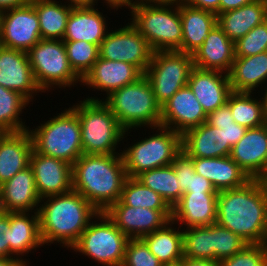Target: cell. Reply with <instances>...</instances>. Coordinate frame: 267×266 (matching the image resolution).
Instances as JSON below:
<instances>
[{
    "instance_id": "obj_2",
    "label": "cell",
    "mask_w": 267,
    "mask_h": 266,
    "mask_svg": "<svg viewBox=\"0 0 267 266\" xmlns=\"http://www.w3.org/2000/svg\"><path fill=\"white\" fill-rule=\"evenodd\" d=\"M98 214L99 211L74 190L42 198L38 215L43 244L59 243L71 249Z\"/></svg>"
},
{
    "instance_id": "obj_8",
    "label": "cell",
    "mask_w": 267,
    "mask_h": 266,
    "mask_svg": "<svg viewBox=\"0 0 267 266\" xmlns=\"http://www.w3.org/2000/svg\"><path fill=\"white\" fill-rule=\"evenodd\" d=\"M155 134L121 150L127 177L136 178L142 172L171 165L182 151V135L164 126L152 127Z\"/></svg>"
},
{
    "instance_id": "obj_39",
    "label": "cell",
    "mask_w": 267,
    "mask_h": 266,
    "mask_svg": "<svg viewBox=\"0 0 267 266\" xmlns=\"http://www.w3.org/2000/svg\"><path fill=\"white\" fill-rule=\"evenodd\" d=\"M69 64L82 80L99 57V47L86 41H64Z\"/></svg>"
},
{
    "instance_id": "obj_35",
    "label": "cell",
    "mask_w": 267,
    "mask_h": 266,
    "mask_svg": "<svg viewBox=\"0 0 267 266\" xmlns=\"http://www.w3.org/2000/svg\"><path fill=\"white\" fill-rule=\"evenodd\" d=\"M136 179L158 193L171 209L183 195L172 165L142 172Z\"/></svg>"
},
{
    "instance_id": "obj_27",
    "label": "cell",
    "mask_w": 267,
    "mask_h": 266,
    "mask_svg": "<svg viewBox=\"0 0 267 266\" xmlns=\"http://www.w3.org/2000/svg\"><path fill=\"white\" fill-rule=\"evenodd\" d=\"M182 150L191 158H216L229 156L231 147L222 129L205 122L182 135Z\"/></svg>"
},
{
    "instance_id": "obj_38",
    "label": "cell",
    "mask_w": 267,
    "mask_h": 266,
    "mask_svg": "<svg viewBox=\"0 0 267 266\" xmlns=\"http://www.w3.org/2000/svg\"><path fill=\"white\" fill-rule=\"evenodd\" d=\"M120 200L128 206L152 210H172L163 198L152 189L144 186L136 178L127 177Z\"/></svg>"
},
{
    "instance_id": "obj_28",
    "label": "cell",
    "mask_w": 267,
    "mask_h": 266,
    "mask_svg": "<svg viewBox=\"0 0 267 266\" xmlns=\"http://www.w3.org/2000/svg\"><path fill=\"white\" fill-rule=\"evenodd\" d=\"M192 160L195 172L208 179L218 192L242 187L251 180L230 156Z\"/></svg>"
},
{
    "instance_id": "obj_9",
    "label": "cell",
    "mask_w": 267,
    "mask_h": 266,
    "mask_svg": "<svg viewBox=\"0 0 267 266\" xmlns=\"http://www.w3.org/2000/svg\"><path fill=\"white\" fill-rule=\"evenodd\" d=\"M26 53L34 78L43 93L56 88L71 89L81 83L69 64L63 40L41 39Z\"/></svg>"
},
{
    "instance_id": "obj_53",
    "label": "cell",
    "mask_w": 267,
    "mask_h": 266,
    "mask_svg": "<svg viewBox=\"0 0 267 266\" xmlns=\"http://www.w3.org/2000/svg\"><path fill=\"white\" fill-rule=\"evenodd\" d=\"M137 1L147 5L179 6L182 3H185L186 0H137Z\"/></svg>"
},
{
    "instance_id": "obj_22",
    "label": "cell",
    "mask_w": 267,
    "mask_h": 266,
    "mask_svg": "<svg viewBox=\"0 0 267 266\" xmlns=\"http://www.w3.org/2000/svg\"><path fill=\"white\" fill-rule=\"evenodd\" d=\"M218 192H186L172 208V220L182 227L209 226L217 220Z\"/></svg>"
},
{
    "instance_id": "obj_46",
    "label": "cell",
    "mask_w": 267,
    "mask_h": 266,
    "mask_svg": "<svg viewBox=\"0 0 267 266\" xmlns=\"http://www.w3.org/2000/svg\"><path fill=\"white\" fill-rule=\"evenodd\" d=\"M187 192H218L213 187L212 183L200 174L195 172V169H190L189 186Z\"/></svg>"
},
{
    "instance_id": "obj_36",
    "label": "cell",
    "mask_w": 267,
    "mask_h": 266,
    "mask_svg": "<svg viewBox=\"0 0 267 266\" xmlns=\"http://www.w3.org/2000/svg\"><path fill=\"white\" fill-rule=\"evenodd\" d=\"M29 104L21 93L0 85V130L3 133L28 130L29 126L19 116Z\"/></svg>"
},
{
    "instance_id": "obj_12",
    "label": "cell",
    "mask_w": 267,
    "mask_h": 266,
    "mask_svg": "<svg viewBox=\"0 0 267 266\" xmlns=\"http://www.w3.org/2000/svg\"><path fill=\"white\" fill-rule=\"evenodd\" d=\"M153 50L141 33L128 22L125 26L107 32L99 46V57L122 61L138 67L143 73L148 68Z\"/></svg>"
},
{
    "instance_id": "obj_19",
    "label": "cell",
    "mask_w": 267,
    "mask_h": 266,
    "mask_svg": "<svg viewBox=\"0 0 267 266\" xmlns=\"http://www.w3.org/2000/svg\"><path fill=\"white\" fill-rule=\"evenodd\" d=\"M143 75L144 73L132 64L98 57L80 85H87L86 87L94 91L106 92L105 97H107L113 91L137 81Z\"/></svg>"
},
{
    "instance_id": "obj_18",
    "label": "cell",
    "mask_w": 267,
    "mask_h": 266,
    "mask_svg": "<svg viewBox=\"0 0 267 266\" xmlns=\"http://www.w3.org/2000/svg\"><path fill=\"white\" fill-rule=\"evenodd\" d=\"M9 224L10 229L4 233L7 234V257L15 258L25 266H29L27 259L22 257L44 245L40 235L38 211L33 214L32 212H9Z\"/></svg>"
},
{
    "instance_id": "obj_60",
    "label": "cell",
    "mask_w": 267,
    "mask_h": 266,
    "mask_svg": "<svg viewBox=\"0 0 267 266\" xmlns=\"http://www.w3.org/2000/svg\"><path fill=\"white\" fill-rule=\"evenodd\" d=\"M164 266H184L181 262L176 263V264H169V265H164Z\"/></svg>"
},
{
    "instance_id": "obj_52",
    "label": "cell",
    "mask_w": 267,
    "mask_h": 266,
    "mask_svg": "<svg viewBox=\"0 0 267 266\" xmlns=\"http://www.w3.org/2000/svg\"><path fill=\"white\" fill-rule=\"evenodd\" d=\"M107 8L116 9L118 11V8L122 9V7H126V9L130 8L131 4L134 2V0H102ZM108 4V5H107ZM109 6V7H108Z\"/></svg>"
},
{
    "instance_id": "obj_20",
    "label": "cell",
    "mask_w": 267,
    "mask_h": 266,
    "mask_svg": "<svg viewBox=\"0 0 267 266\" xmlns=\"http://www.w3.org/2000/svg\"><path fill=\"white\" fill-rule=\"evenodd\" d=\"M40 201L30 165L0 185V210L3 212H36Z\"/></svg>"
},
{
    "instance_id": "obj_30",
    "label": "cell",
    "mask_w": 267,
    "mask_h": 266,
    "mask_svg": "<svg viewBox=\"0 0 267 266\" xmlns=\"http://www.w3.org/2000/svg\"><path fill=\"white\" fill-rule=\"evenodd\" d=\"M180 18L182 41L178 51L192 55L217 24V15L211 11L197 9L182 3L180 5Z\"/></svg>"
},
{
    "instance_id": "obj_37",
    "label": "cell",
    "mask_w": 267,
    "mask_h": 266,
    "mask_svg": "<svg viewBox=\"0 0 267 266\" xmlns=\"http://www.w3.org/2000/svg\"><path fill=\"white\" fill-rule=\"evenodd\" d=\"M182 230L184 258L213 261V224Z\"/></svg>"
},
{
    "instance_id": "obj_26",
    "label": "cell",
    "mask_w": 267,
    "mask_h": 266,
    "mask_svg": "<svg viewBox=\"0 0 267 266\" xmlns=\"http://www.w3.org/2000/svg\"><path fill=\"white\" fill-rule=\"evenodd\" d=\"M33 144L28 130L0 136V185L30 165Z\"/></svg>"
},
{
    "instance_id": "obj_57",
    "label": "cell",
    "mask_w": 267,
    "mask_h": 266,
    "mask_svg": "<svg viewBox=\"0 0 267 266\" xmlns=\"http://www.w3.org/2000/svg\"><path fill=\"white\" fill-rule=\"evenodd\" d=\"M265 85H267V84H265ZM264 87H265L264 88L265 92H263V90L261 91L262 92L261 94H262L263 97L261 95L259 97H261L262 100H263L264 114H265V117H266V120H267V86H264Z\"/></svg>"
},
{
    "instance_id": "obj_50",
    "label": "cell",
    "mask_w": 267,
    "mask_h": 266,
    "mask_svg": "<svg viewBox=\"0 0 267 266\" xmlns=\"http://www.w3.org/2000/svg\"><path fill=\"white\" fill-rule=\"evenodd\" d=\"M256 0H220L219 14L228 10L237 9Z\"/></svg>"
},
{
    "instance_id": "obj_14",
    "label": "cell",
    "mask_w": 267,
    "mask_h": 266,
    "mask_svg": "<svg viewBox=\"0 0 267 266\" xmlns=\"http://www.w3.org/2000/svg\"><path fill=\"white\" fill-rule=\"evenodd\" d=\"M128 238H143L172 219V210H152L125 205L121 200L104 212Z\"/></svg>"
},
{
    "instance_id": "obj_6",
    "label": "cell",
    "mask_w": 267,
    "mask_h": 266,
    "mask_svg": "<svg viewBox=\"0 0 267 266\" xmlns=\"http://www.w3.org/2000/svg\"><path fill=\"white\" fill-rule=\"evenodd\" d=\"M49 119L35 129L28 128L33 150L73 165L83 154L77 113L69 107Z\"/></svg>"
},
{
    "instance_id": "obj_29",
    "label": "cell",
    "mask_w": 267,
    "mask_h": 266,
    "mask_svg": "<svg viewBox=\"0 0 267 266\" xmlns=\"http://www.w3.org/2000/svg\"><path fill=\"white\" fill-rule=\"evenodd\" d=\"M267 20L266 0H256L217 15V25L234 43Z\"/></svg>"
},
{
    "instance_id": "obj_13",
    "label": "cell",
    "mask_w": 267,
    "mask_h": 266,
    "mask_svg": "<svg viewBox=\"0 0 267 266\" xmlns=\"http://www.w3.org/2000/svg\"><path fill=\"white\" fill-rule=\"evenodd\" d=\"M41 39L39 18L31 1L1 12V46L27 52Z\"/></svg>"
},
{
    "instance_id": "obj_31",
    "label": "cell",
    "mask_w": 267,
    "mask_h": 266,
    "mask_svg": "<svg viewBox=\"0 0 267 266\" xmlns=\"http://www.w3.org/2000/svg\"><path fill=\"white\" fill-rule=\"evenodd\" d=\"M228 75L232 92L253 93L258 87L263 90L262 84L267 83V51L249 57H235Z\"/></svg>"
},
{
    "instance_id": "obj_48",
    "label": "cell",
    "mask_w": 267,
    "mask_h": 266,
    "mask_svg": "<svg viewBox=\"0 0 267 266\" xmlns=\"http://www.w3.org/2000/svg\"><path fill=\"white\" fill-rule=\"evenodd\" d=\"M10 229L9 212L0 210V257H7V234L5 231Z\"/></svg>"
},
{
    "instance_id": "obj_5",
    "label": "cell",
    "mask_w": 267,
    "mask_h": 266,
    "mask_svg": "<svg viewBox=\"0 0 267 266\" xmlns=\"http://www.w3.org/2000/svg\"><path fill=\"white\" fill-rule=\"evenodd\" d=\"M86 99L103 100L125 131L137 130L144 126L147 128L160 126L161 106L157 103L152 85L145 75L113 91L106 98L88 96Z\"/></svg>"
},
{
    "instance_id": "obj_55",
    "label": "cell",
    "mask_w": 267,
    "mask_h": 266,
    "mask_svg": "<svg viewBox=\"0 0 267 266\" xmlns=\"http://www.w3.org/2000/svg\"><path fill=\"white\" fill-rule=\"evenodd\" d=\"M66 1L72 7H95V5L100 0H66Z\"/></svg>"
},
{
    "instance_id": "obj_43",
    "label": "cell",
    "mask_w": 267,
    "mask_h": 266,
    "mask_svg": "<svg viewBox=\"0 0 267 266\" xmlns=\"http://www.w3.org/2000/svg\"><path fill=\"white\" fill-rule=\"evenodd\" d=\"M219 266H265V244H248L219 262Z\"/></svg>"
},
{
    "instance_id": "obj_56",
    "label": "cell",
    "mask_w": 267,
    "mask_h": 266,
    "mask_svg": "<svg viewBox=\"0 0 267 266\" xmlns=\"http://www.w3.org/2000/svg\"><path fill=\"white\" fill-rule=\"evenodd\" d=\"M0 266H25L15 258L0 257Z\"/></svg>"
},
{
    "instance_id": "obj_10",
    "label": "cell",
    "mask_w": 267,
    "mask_h": 266,
    "mask_svg": "<svg viewBox=\"0 0 267 266\" xmlns=\"http://www.w3.org/2000/svg\"><path fill=\"white\" fill-rule=\"evenodd\" d=\"M128 240L104 212H99L70 250L103 266H121Z\"/></svg>"
},
{
    "instance_id": "obj_58",
    "label": "cell",
    "mask_w": 267,
    "mask_h": 266,
    "mask_svg": "<svg viewBox=\"0 0 267 266\" xmlns=\"http://www.w3.org/2000/svg\"><path fill=\"white\" fill-rule=\"evenodd\" d=\"M256 179L259 180L262 183H266L267 184V160L265 162V166L263 168V171L261 172V174Z\"/></svg>"
},
{
    "instance_id": "obj_7",
    "label": "cell",
    "mask_w": 267,
    "mask_h": 266,
    "mask_svg": "<svg viewBox=\"0 0 267 266\" xmlns=\"http://www.w3.org/2000/svg\"><path fill=\"white\" fill-rule=\"evenodd\" d=\"M129 20L153 51H178L182 41L179 6L147 5L135 0Z\"/></svg>"
},
{
    "instance_id": "obj_42",
    "label": "cell",
    "mask_w": 267,
    "mask_h": 266,
    "mask_svg": "<svg viewBox=\"0 0 267 266\" xmlns=\"http://www.w3.org/2000/svg\"><path fill=\"white\" fill-rule=\"evenodd\" d=\"M121 266H164L141 238H129Z\"/></svg>"
},
{
    "instance_id": "obj_44",
    "label": "cell",
    "mask_w": 267,
    "mask_h": 266,
    "mask_svg": "<svg viewBox=\"0 0 267 266\" xmlns=\"http://www.w3.org/2000/svg\"><path fill=\"white\" fill-rule=\"evenodd\" d=\"M174 168L179 187L183 193L187 192L189 186L190 169H194L193 160L183 150L175 157L171 164Z\"/></svg>"
},
{
    "instance_id": "obj_25",
    "label": "cell",
    "mask_w": 267,
    "mask_h": 266,
    "mask_svg": "<svg viewBox=\"0 0 267 266\" xmlns=\"http://www.w3.org/2000/svg\"><path fill=\"white\" fill-rule=\"evenodd\" d=\"M107 17L95 7H72L63 41H86L98 47L110 31Z\"/></svg>"
},
{
    "instance_id": "obj_59",
    "label": "cell",
    "mask_w": 267,
    "mask_h": 266,
    "mask_svg": "<svg viewBox=\"0 0 267 266\" xmlns=\"http://www.w3.org/2000/svg\"><path fill=\"white\" fill-rule=\"evenodd\" d=\"M265 266H267V242L265 243Z\"/></svg>"
},
{
    "instance_id": "obj_47",
    "label": "cell",
    "mask_w": 267,
    "mask_h": 266,
    "mask_svg": "<svg viewBox=\"0 0 267 266\" xmlns=\"http://www.w3.org/2000/svg\"><path fill=\"white\" fill-rule=\"evenodd\" d=\"M209 125H226L234 122L231 109L226 103L225 105L217 108L215 111L210 112L207 115V121Z\"/></svg>"
},
{
    "instance_id": "obj_32",
    "label": "cell",
    "mask_w": 267,
    "mask_h": 266,
    "mask_svg": "<svg viewBox=\"0 0 267 266\" xmlns=\"http://www.w3.org/2000/svg\"><path fill=\"white\" fill-rule=\"evenodd\" d=\"M174 224L171 219L162 228L142 238L148 245L150 252L163 265L176 264L184 258L183 230H181L180 225L174 228Z\"/></svg>"
},
{
    "instance_id": "obj_15",
    "label": "cell",
    "mask_w": 267,
    "mask_h": 266,
    "mask_svg": "<svg viewBox=\"0 0 267 266\" xmlns=\"http://www.w3.org/2000/svg\"><path fill=\"white\" fill-rule=\"evenodd\" d=\"M206 121L207 114L188 85L161 106L160 125L181 135Z\"/></svg>"
},
{
    "instance_id": "obj_51",
    "label": "cell",
    "mask_w": 267,
    "mask_h": 266,
    "mask_svg": "<svg viewBox=\"0 0 267 266\" xmlns=\"http://www.w3.org/2000/svg\"><path fill=\"white\" fill-rule=\"evenodd\" d=\"M181 263L184 266H219V262L216 261L188 259V258H183Z\"/></svg>"
},
{
    "instance_id": "obj_1",
    "label": "cell",
    "mask_w": 267,
    "mask_h": 266,
    "mask_svg": "<svg viewBox=\"0 0 267 266\" xmlns=\"http://www.w3.org/2000/svg\"><path fill=\"white\" fill-rule=\"evenodd\" d=\"M216 223L247 244H265L267 184L251 179L242 187L219 191Z\"/></svg>"
},
{
    "instance_id": "obj_49",
    "label": "cell",
    "mask_w": 267,
    "mask_h": 266,
    "mask_svg": "<svg viewBox=\"0 0 267 266\" xmlns=\"http://www.w3.org/2000/svg\"><path fill=\"white\" fill-rule=\"evenodd\" d=\"M185 3L191 7L207 10L219 14L220 0H186Z\"/></svg>"
},
{
    "instance_id": "obj_23",
    "label": "cell",
    "mask_w": 267,
    "mask_h": 266,
    "mask_svg": "<svg viewBox=\"0 0 267 266\" xmlns=\"http://www.w3.org/2000/svg\"><path fill=\"white\" fill-rule=\"evenodd\" d=\"M192 56L197 68L229 74L235 60L234 42L216 24Z\"/></svg>"
},
{
    "instance_id": "obj_54",
    "label": "cell",
    "mask_w": 267,
    "mask_h": 266,
    "mask_svg": "<svg viewBox=\"0 0 267 266\" xmlns=\"http://www.w3.org/2000/svg\"><path fill=\"white\" fill-rule=\"evenodd\" d=\"M31 0H0V11H5L15 7L23 6Z\"/></svg>"
},
{
    "instance_id": "obj_21",
    "label": "cell",
    "mask_w": 267,
    "mask_h": 266,
    "mask_svg": "<svg viewBox=\"0 0 267 266\" xmlns=\"http://www.w3.org/2000/svg\"><path fill=\"white\" fill-rule=\"evenodd\" d=\"M187 85L208 115L227 103L232 93L229 75L193 67Z\"/></svg>"
},
{
    "instance_id": "obj_17",
    "label": "cell",
    "mask_w": 267,
    "mask_h": 266,
    "mask_svg": "<svg viewBox=\"0 0 267 266\" xmlns=\"http://www.w3.org/2000/svg\"><path fill=\"white\" fill-rule=\"evenodd\" d=\"M0 85L21 93L30 102L43 92L38 86L25 51L0 47Z\"/></svg>"
},
{
    "instance_id": "obj_4",
    "label": "cell",
    "mask_w": 267,
    "mask_h": 266,
    "mask_svg": "<svg viewBox=\"0 0 267 266\" xmlns=\"http://www.w3.org/2000/svg\"><path fill=\"white\" fill-rule=\"evenodd\" d=\"M70 107L80 121L83 154H121L116 148L121 141L124 144L123 140L132 130L125 131L120 126L104 101L84 98Z\"/></svg>"
},
{
    "instance_id": "obj_16",
    "label": "cell",
    "mask_w": 267,
    "mask_h": 266,
    "mask_svg": "<svg viewBox=\"0 0 267 266\" xmlns=\"http://www.w3.org/2000/svg\"><path fill=\"white\" fill-rule=\"evenodd\" d=\"M30 166L34 173L38 196L41 199L73 190L71 164L33 150Z\"/></svg>"
},
{
    "instance_id": "obj_11",
    "label": "cell",
    "mask_w": 267,
    "mask_h": 266,
    "mask_svg": "<svg viewBox=\"0 0 267 266\" xmlns=\"http://www.w3.org/2000/svg\"><path fill=\"white\" fill-rule=\"evenodd\" d=\"M193 67L191 54L179 51H153L144 75L152 85L155 99L160 106L179 89L187 86Z\"/></svg>"
},
{
    "instance_id": "obj_33",
    "label": "cell",
    "mask_w": 267,
    "mask_h": 266,
    "mask_svg": "<svg viewBox=\"0 0 267 266\" xmlns=\"http://www.w3.org/2000/svg\"><path fill=\"white\" fill-rule=\"evenodd\" d=\"M39 18L42 39L63 40L72 6L66 1L31 0ZM63 3V4H62Z\"/></svg>"
},
{
    "instance_id": "obj_45",
    "label": "cell",
    "mask_w": 267,
    "mask_h": 266,
    "mask_svg": "<svg viewBox=\"0 0 267 266\" xmlns=\"http://www.w3.org/2000/svg\"><path fill=\"white\" fill-rule=\"evenodd\" d=\"M213 127L222 129L225 136V143H228L232 148L246 133L247 128L233 122L226 125H211Z\"/></svg>"
},
{
    "instance_id": "obj_3",
    "label": "cell",
    "mask_w": 267,
    "mask_h": 266,
    "mask_svg": "<svg viewBox=\"0 0 267 266\" xmlns=\"http://www.w3.org/2000/svg\"><path fill=\"white\" fill-rule=\"evenodd\" d=\"M126 178L121 154H82L72 165L73 190L99 212L120 200Z\"/></svg>"
},
{
    "instance_id": "obj_24",
    "label": "cell",
    "mask_w": 267,
    "mask_h": 266,
    "mask_svg": "<svg viewBox=\"0 0 267 266\" xmlns=\"http://www.w3.org/2000/svg\"><path fill=\"white\" fill-rule=\"evenodd\" d=\"M250 179H256L267 160V123L247 129L229 155Z\"/></svg>"
},
{
    "instance_id": "obj_41",
    "label": "cell",
    "mask_w": 267,
    "mask_h": 266,
    "mask_svg": "<svg viewBox=\"0 0 267 266\" xmlns=\"http://www.w3.org/2000/svg\"><path fill=\"white\" fill-rule=\"evenodd\" d=\"M235 57H249L267 51V20L234 43Z\"/></svg>"
},
{
    "instance_id": "obj_34",
    "label": "cell",
    "mask_w": 267,
    "mask_h": 266,
    "mask_svg": "<svg viewBox=\"0 0 267 266\" xmlns=\"http://www.w3.org/2000/svg\"><path fill=\"white\" fill-rule=\"evenodd\" d=\"M255 93L232 92L227 100L234 122L247 129L260 127L267 123L263 100L252 96Z\"/></svg>"
},
{
    "instance_id": "obj_40",
    "label": "cell",
    "mask_w": 267,
    "mask_h": 266,
    "mask_svg": "<svg viewBox=\"0 0 267 266\" xmlns=\"http://www.w3.org/2000/svg\"><path fill=\"white\" fill-rule=\"evenodd\" d=\"M246 245L248 244L237 234L217 223L213 224V261L230 258Z\"/></svg>"
}]
</instances>
